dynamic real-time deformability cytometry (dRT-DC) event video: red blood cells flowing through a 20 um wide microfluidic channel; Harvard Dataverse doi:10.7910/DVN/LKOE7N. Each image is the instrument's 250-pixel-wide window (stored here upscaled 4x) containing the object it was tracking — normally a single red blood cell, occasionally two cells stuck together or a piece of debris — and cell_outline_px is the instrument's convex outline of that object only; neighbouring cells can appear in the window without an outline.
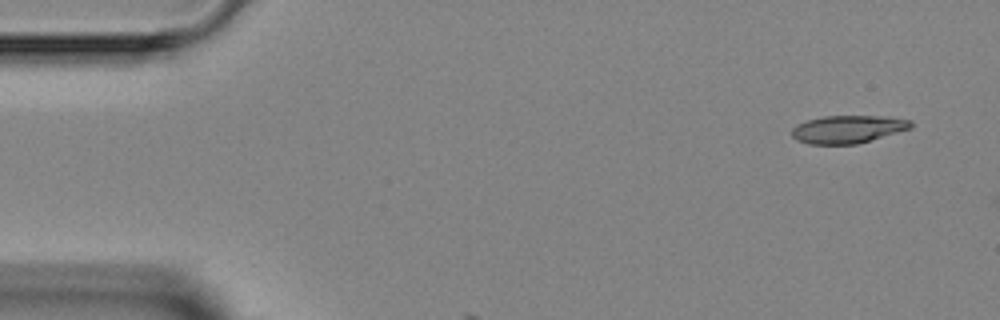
{"species": "Egyptian fruit bat (a non-hibernating species)", "species_latin": "Rousettus aegyptiacus", "temperature_condition": "room temperature", "stored_images_in_passage": 3, "camera_frame_rate_fps": 3000, "um_per_image_px": 0.085, "animal": {"sex": "female"}, "frame": {"image": 1, "passage_image": 1, "time_ms": 0.0, "image_size_px": [1000, 320], "cell_outline_px": [[912, 128], [856, 144], [808, 144], [796, 140], [792, 136], [792, 128], [796, 124], [808, 120], [824, 116], [876, 116], [912, 120]], "centroid_in_image_um": [72.03, 10.99], "position_along_channel_um": 13.0, "area_um2": 19.13}}